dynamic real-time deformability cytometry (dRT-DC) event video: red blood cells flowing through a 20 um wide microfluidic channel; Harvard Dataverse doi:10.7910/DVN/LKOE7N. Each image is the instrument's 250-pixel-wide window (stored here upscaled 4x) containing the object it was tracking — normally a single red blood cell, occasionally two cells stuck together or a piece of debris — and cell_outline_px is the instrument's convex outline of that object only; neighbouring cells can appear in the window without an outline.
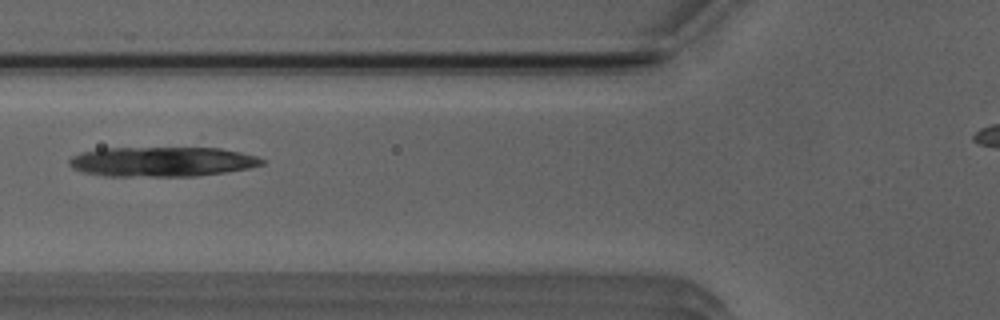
{"species": "Egyptian fruit bat (a non-hibernating species)", "species_latin": "Rousettus aegyptiacus", "temperature_condition": "room temperature", "stored_images_in_passage": 32, "camera_frame_rate_fps": 3000, "um_per_image_px": 0.085, "animal": {"sex": "male"}, "frame": {"image": 1, "passage_image": 5, "time_ms": 1.333, "image_size_px": [1000, 320], "cell_outline_px": [[264, 164], [248, 168], [224, 172], [196, 176], [104, 176], [84, 172], [72, 168], [68, 164], [68, 160], [72, 156], [80, 152], [100, 148], [220, 148], [240, 152], [256, 156], [264, 160]], "centroid_in_image_um": [13.72, 13.74], "position_along_channel_um": 112.1, "area_um2": 33.47}}
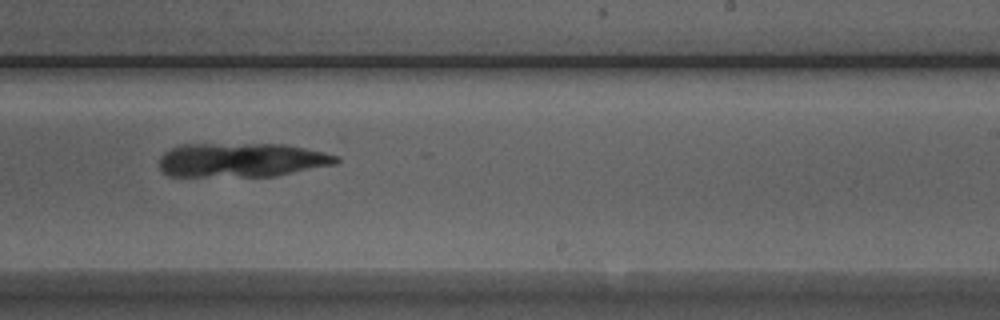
{"frame": {"image": 2, "passage_image": 17, "time_ms": 5.333, "image_size_px": [1000, 320], "cell_outline_px": [[340, 160], [336, 164], [276, 176], [168, 176], [160, 168], [160, 156], [164, 152], [180, 144], [284, 144], [304, 148], [336, 156]], "centroid_in_image_um": [20.5, 13.6], "position_along_channel_um": 268.5, "area_um2": 35.08}}